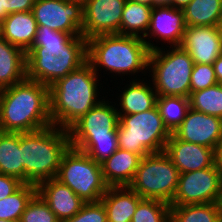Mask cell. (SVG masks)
I'll return each mask as SVG.
<instances>
[{
	"label": "cell",
	"instance_id": "cell-1",
	"mask_svg": "<svg viewBox=\"0 0 222 222\" xmlns=\"http://www.w3.org/2000/svg\"><path fill=\"white\" fill-rule=\"evenodd\" d=\"M87 61V40L38 26L26 51V78L51 86Z\"/></svg>",
	"mask_w": 222,
	"mask_h": 222
},
{
	"label": "cell",
	"instance_id": "cell-2",
	"mask_svg": "<svg viewBox=\"0 0 222 222\" xmlns=\"http://www.w3.org/2000/svg\"><path fill=\"white\" fill-rule=\"evenodd\" d=\"M51 125L49 86L25 78L1 89V132H33Z\"/></svg>",
	"mask_w": 222,
	"mask_h": 222
},
{
	"label": "cell",
	"instance_id": "cell-3",
	"mask_svg": "<svg viewBox=\"0 0 222 222\" xmlns=\"http://www.w3.org/2000/svg\"><path fill=\"white\" fill-rule=\"evenodd\" d=\"M86 61L76 70L58 79L49 87L52 125L68 129L103 99L98 98L100 80ZM98 98V99H97Z\"/></svg>",
	"mask_w": 222,
	"mask_h": 222
},
{
	"label": "cell",
	"instance_id": "cell-4",
	"mask_svg": "<svg viewBox=\"0 0 222 222\" xmlns=\"http://www.w3.org/2000/svg\"><path fill=\"white\" fill-rule=\"evenodd\" d=\"M71 147L68 130L54 125L19 133L24 184L38 185L56 178L63 155Z\"/></svg>",
	"mask_w": 222,
	"mask_h": 222
},
{
	"label": "cell",
	"instance_id": "cell-5",
	"mask_svg": "<svg viewBox=\"0 0 222 222\" xmlns=\"http://www.w3.org/2000/svg\"><path fill=\"white\" fill-rule=\"evenodd\" d=\"M149 53L145 41L138 36L103 34L87 40V61L97 75L101 67L115 76L130 77V73L132 76L141 71L144 74Z\"/></svg>",
	"mask_w": 222,
	"mask_h": 222
},
{
	"label": "cell",
	"instance_id": "cell-6",
	"mask_svg": "<svg viewBox=\"0 0 222 222\" xmlns=\"http://www.w3.org/2000/svg\"><path fill=\"white\" fill-rule=\"evenodd\" d=\"M170 135L157 105L141 113L119 115L118 148L133 152L141 158L164 151Z\"/></svg>",
	"mask_w": 222,
	"mask_h": 222
},
{
	"label": "cell",
	"instance_id": "cell-7",
	"mask_svg": "<svg viewBox=\"0 0 222 222\" xmlns=\"http://www.w3.org/2000/svg\"><path fill=\"white\" fill-rule=\"evenodd\" d=\"M150 51L148 72L158 97H186L190 95L193 59L180 46H167Z\"/></svg>",
	"mask_w": 222,
	"mask_h": 222
},
{
	"label": "cell",
	"instance_id": "cell-8",
	"mask_svg": "<svg viewBox=\"0 0 222 222\" xmlns=\"http://www.w3.org/2000/svg\"><path fill=\"white\" fill-rule=\"evenodd\" d=\"M179 170L164 152L141 158L128 187L143 199H157L170 204L176 194Z\"/></svg>",
	"mask_w": 222,
	"mask_h": 222
},
{
	"label": "cell",
	"instance_id": "cell-9",
	"mask_svg": "<svg viewBox=\"0 0 222 222\" xmlns=\"http://www.w3.org/2000/svg\"><path fill=\"white\" fill-rule=\"evenodd\" d=\"M56 179L70 187L85 203L99 202L108 188L101 164L72 147L63 155Z\"/></svg>",
	"mask_w": 222,
	"mask_h": 222
},
{
	"label": "cell",
	"instance_id": "cell-10",
	"mask_svg": "<svg viewBox=\"0 0 222 222\" xmlns=\"http://www.w3.org/2000/svg\"><path fill=\"white\" fill-rule=\"evenodd\" d=\"M222 178L215 165L181 173L176 194L170 205L206 204L220 202Z\"/></svg>",
	"mask_w": 222,
	"mask_h": 222
},
{
	"label": "cell",
	"instance_id": "cell-11",
	"mask_svg": "<svg viewBox=\"0 0 222 222\" xmlns=\"http://www.w3.org/2000/svg\"><path fill=\"white\" fill-rule=\"evenodd\" d=\"M32 13L38 26L83 36V2L80 0H35Z\"/></svg>",
	"mask_w": 222,
	"mask_h": 222
},
{
	"label": "cell",
	"instance_id": "cell-12",
	"mask_svg": "<svg viewBox=\"0 0 222 222\" xmlns=\"http://www.w3.org/2000/svg\"><path fill=\"white\" fill-rule=\"evenodd\" d=\"M126 0H85L82 35L88 40L103 34H120Z\"/></svg>",
	"mask_w": 222,
	"mask_h": 222
},
{
	"label": "cell",
	"instance_id": "cell-13",
	"mask_svg": "<svg viewBox=\"0 0 222 222\" xmlns=\"http://www.w3.org/2000/svg\"><path fill=\"white\" fill-rule=\"evenodd\" d=\"M186 27L182 9L170 5L155 6L152 8L150 25L143 40L149 51L160 48L150 40L152 37L155 42L163 39L164 43L167 41L170 47L179 46Z\"/></svg>",
	"mask_w": 222,
	"mask_h": 222
},
{
	"label": "cell",
	"instance_id": "cell-14",
	"mask_svg": "<svg viewBox=\"0 0 222 222\" xmlns=\"http://www.w3.org/2000/svg\"><path fill=\"white\" fill-rule=\"evenodd\" d=\"M172 133L182 141L215 149L222 140V119L189 108Z\"/></svg>",
	"mask_w": 222,
	"mask_h": 222
},
{
	"label": "cell",
	"instance_id": "cell-15",
	"mask_svg": "<svg viewBox=\"0 0 222 222\" xmlns=\"http://www.w3.org/2000/svg\"><path fill=\"white\" fill-rule=\"evenodd\" d=\"M194 63L213 64L222 54V43L216 26H187L181 44Z\"/></svg>",
	"mask_w": 222,
	"mask_h": 222
},
{
	"label": "cell",
	"instance_id": "cell-16",
	"mask_svg": "<svg viewBox=\"0 0 222 222\" xmlns=\"http://www.w3.org/2000/svg\"><path fill=\"white\" fill-rule=\"evenodd\" d=\"M164 152L169 156L179 173H186L212 167L214 149L178 139L171 133Z\"/></svg>",
	"mask_w": 222,
	"mask_h": 222
},
{
	"label": "cell",
	"instance_id": "cell-17",
	"mask_svg": "<svg viewBox=\"0 0 222 222\" xmlns=\"http://www.w3.org/2000/svg\"><path fill=\"white\" fill-rule=\"evenodd\" d=\"M37 194L49 205V208L61 222L78 213L85 202L75 192L56 178L41 182Z\"/></svg>",
	"mask_w": 222,
	"mask_h": 222
},
{
	"label": "cell",
	"instance_id": "cell-18",
	"mask_svg": "<svg viewBox=\"0 0 222 222\" xmlns=\"http://www.w3.org/2000/svg\"><path fill=\"white\" fill-rule=\"evenodd\" d=\"M105 98L80 117L67 130L69 135H101L117 133L119 115L115 102ZM111 104V105H110Z\"/></svg>",
	"mask_w": 222,
	"mask_h": 222
},
{
	"label": "cell",
	"instance_id": "cell-19",
	"mask_svg": "<svg viewBox=\"0 0 222 222\" xmlns=\"http://www.w3.org/2000/svg\"><path fill=\"white\" fill-rule=\"evenodd\" d=\"M141 157L118 148L101 162L103 179L108 187L128 186L138 168Z\"/></svg>",
	"mask_w": 222,
	"mask_h": 222
},
{
	"label": "cell",
	"instance_id": "cell-20",
	"mask_svg": "<svg viewBox=\"0 0 222 222\" xmlns=\"http://www.w3.org/2000/svg\"><path fill=\"white\" fill-rule=\"evenodd\" d=\"M137 79L130 80V84L125 85L121 94H118L119 106L117 108L118 115H129L141 113L154 108L157 105L158 95L149 81H142L137 76ZM119 109V110H118Z\"/></svg>",
	"mask_w": 222,
	"mask_h": 222
},
{
	"label": "cell",
	"instance_id": "cell-21",
	"mask_svg": "<svg viewBox=\"0 0 222 222\" xmlns=\"http://www.w3.org/2000/svg\"><path fill=\"white\" fill-rule=\"evenodd\" d=\"M37 28L32 11L14 12L0 23V36L26 52L32 46Z\"/></svg>",
	"mask_w": 222,
	"mask_h": 222
},
{
	"label": "cell",
	"instance_id": "cell-22",
	"mask_svg": "<svg viewBox=\"0 0 222 222\" xmlns=\"http://www.w3.org/2000/svg\"><path fill=\"white\" fill-rule=\"evenodd\" d=\"M143 198L128 186L108 187L100 201L107 213V222H131Z\"/></svg>",
	"mask_w": 222,
	"mask_h": 222
},
{
	"label": "cell",
	"instance_id": "cell-23",
	"mask_svg": "<svg viewBox=\"0 0 222 222\" xmlns=\"http://www.w3.org/2000/svg\"><path fill=\"white\" fill-rule=\"evenodd\" d=\"M26 78V52L0 36V89Z\"/></svg>",
	"mask_w": 222,
	"mask_h": 222
},
{
	"label": "cell",
	"instance_id": "cell-24",
	"mask_svg": "<svg viewBox=\"0 0 222 222\" xmlns=\"http://www.w3.org/2000/svg\"><path fill=\"white\" fill-rule=\"evenodd\" d=\"M72 148L86 153L101 163L118 149L117 133L101 135H69Z\"/></svg>",
	"mask_w": 222,
	"mask_h": 222
},
{
	"label": "cell",
	"instance_id": "cell-25",
	"mask_svg": "<svg viewBox=\"0 0 222 222\" xmlns=\"http://www.w3.org/2000/svg\"><path fill=\"white\" fill-rule=\"evenodd\" d=\"M0 174L15 177L24 183L19 133L0 131Z\"/></svg>",
	"mask_w": 222,
	"mask_h": 222
},
{
	"label": "cell",
	"instance_id": "cell-26",
	"mask_svg": "<svg viewBox=\"0 0 222 222\" xmlns=\"http://www.w3.org/2000/svg\"><path fill=\"white\" fill-rule=\"evenodd\" d=\"M182 11L186 26H216L222 18V0H191Z\"/></svg>",
	"mask_w": 222,
	"mask_h": 222
},
{
	"label": "cell",
	"instance_id": "cell-27",
	"mask_svg": "<svg viewBox=\"0 0 222 222\" xmlns=\"http://www.w3.org/2000/svg\"><path fill=\"white\" fill-rule=\"evenodd\" d=\"M170 222H222L221 204L170 205Z\"/></svg>",
	"mask_w": 222,
	"mask_h": 222
},
{
	"label": "cell",
	"instance_id": "cell-28",
	"mask_svg": "<svg viewBox=\"0 0 222 222\" xmlns=\"http://www.w3.org/2000/svg\"><path fill=\"white\" fill-rule=\"evenodd\" d=\"M151 12L152 7L126 0L120 22V34L143 38L150 25Z\"/></svg>",
	"mask_w": 222,
	"mask_h": 222
},
{
	"label": "cell",
	"instance_id": "cell-29",
	"mask_svg": "<svg viewBox=\"0 0 222 222\" xmlns=\"http://www.w3.org/2000/svg\"><path fill=\"white\" fill-rule=\"evenodd\" d=\"M36 194V185L23 184L8 197L0 199V219L19 221L28 203Z\"/></svg>",
	"mask_w": 222,
	"mask_h": 222
},
{
	"label": "cell",
	"instance_id": "cell-30",
	"mask_svg": "<svg viewBox=\"0 0 222 222\" xmlns=\"http://www.w3.org/2000/svg\"><path fill=\"white\" fill-rule=\"evenodd\" d=\"M189 106L193 110L222 119V84L217 83L204 90L190 93Z\"/></svg>",
	"mask_w": 222,
	"mask_h": 222
},
{
	"label": "cell",
	"instance_id": "cell-31",
	"mask_svg": "<svg viewBox=\"0 0 222 222\" xmlns=\"http://www.w3.org/2000/svg\"><path fill=\"white\" fill-rule=\"evenodd\" d=\"M157 107L164 125L172 133L183 121L189 110V98L163 96L157 98Z\"/></svg>",
	"mask_w": 222,
	"mask_h": 222
},
{
	"label": "cell",
	"instance_id": "cell-32",
	"mask_svg": "<svg viewBox=\"0 0 222 222\" xmlns=\"http://www.w3.org/2000/svg\"><path fill=\"white\" fill-rule=\"evenodd\" d=\"M131 222H170V204L157 199H142Z\"/></svg>",
	"mask_w": 222,
	"mask_h": 222
},
{
	"label": "cell",
	"instance_id": "cell-33",
	"mask_svg": "<svg viewBox=\"0 0 222 222\" xmlns=\"http://www.w3.org/2000/svg\"><path fill=\"white\" fill-rule=\"evenodd\" d=\"M19 222H60L49 205L36 194L20 216Z\"/></svg>",
	"mask_w": 222,
	"mask_h": 222
},
{
	"label": "cell",
	"instance_id": "cell-34",
	"mask_svg": "<svg viewBox=\"0 0 222 222\" xmlns=\"http://www.w3.org/2000/svg\"><path fill=\"white\" fill-rule=\"evenodd\" d=\"M217 83V78L212 64L194 63L191 74L190 93L204 90L216 85Z\"/></svg>",
	"mask_w": 222,
	"mask_h": 222
},
{
	"label": "cell",
	"instance_id": "cell-35",
	"mask_svg": "<svg viewBox=\"0 0 222 222\" xmlns=\"http://www.w3.org/2000/svg\"><path fill=\"white\" fill-rule=\"evenodd\" d=\"M61 222H107V213L101 201L88 202L72 218Z\"/></svg>",
	"mask_w": 222,
	"mask_h": 222
},
{
	"label": "cell",
	"instance_id": "cell-36",
	"mask_svg": "<svg viewBox=\"0 0 222 222\" xmlns=\"http://www.w3.org/2000/svg\"><path fill=\"white\" fill-rule=\"evenodd\" d=\"M24 183L15 177L0 174V199L17 191Z\"/></svg>",
	"mask_w": 222,
	"mask_h": 222
},
{
	"label": "cell",
	"instance_id": "cell-37",
	"mask_svg": "<svg viewBox=\"0 0 222 222\" xmlns=\"http://www.w3.org/2000/svg\"><path fill=\"white\" fill-rule=\"evenodd\" d=\"M35 0H7V14L32 11Z\"/></svg>",
	"mask_w": 222,
	"mask_h": 222
},
{
	"label": "cell",
	"instance_id": "cell-38",
	"mask_svg": "<svg viewBox=\"0 0 222 222\" xmlns=\"http://www.w3.org/2000/svg\"><path fill=\"white\" fill-rule=\"evenodd\" d=\"M214 165L217 167L222 178V140L214 149Z\"/></svg>",
	"mask_w": 222,
	"mask_h": 222
},
{
	"label": "cell",
	"instance_id": "cell-39",
	"mask_svg": "<svg viewBox=\"0 0 222 222\" xmlns=\"http://www.w3.org/2000/svg\"><path fill=\"white\" fill-rule=\"evenodd\" d=\"M217 82L222 84V54L213 62Z\"/></svg>",
	"mask_w": 222,
	"mask_h": 222
},
{
	"label": "cell",
	"instance_id": "cell-40",
	"mask_svg": "<svg viewBox=\"0 0 222 222\" xmlns=\"http://www.w3.org/2000/svg\"><path fill=\"white\" fill-rule=\"evenodd\" d=\"M8 16L7 0H0V23Z\"/></svg>",
	"mask_w": 222,
	"mask_h": 222
},
{
	"label": "cell",
	"instance_id": "cell-41",
	"mask_svg": "<svg viewBox=\"0 0 222 222\" xmlns=\"http://www.w3.org/2000/svg\"><path fill=\"white\" fill-rule=\"evenodd\" d=\"M191 0H171L170 6L183 9Z\"/></svg>",
	"mask_w": 222,
	"mask_h": 222
},
{
	"label": "cell",
	"instance_id": "cell-42",
	"mask_svg": "<svg viewBox=\"0 0 222 222\" xmlns=\"http://www.w3.org/2000/svg\"><path fill=\"white\" fill-rule=\"evenodd\" d=\"M130 1L140 3V4H143V5H147V6L152 7V8L154 7V0H130Z\"/></svg>",
	"mask_w": 222,
	"mask_h": 222
},
{
	"label": "cell",
	"instance_id": "cell-43",
	"mask_svg": "<svg viewBox=\"0 0 222 222\" xmlns=\"http://www.w3.org/2000/svg\"><path fill=\"white\" fill-rule=\"evenodd\" d=\"M171 0H154L155 6L170 5Z\"/></svg>",
	"mask_w": 222,
	"mask_h": 222
},
{
	"label": "cell",
	"instance_id": "cell-44",
	"mask_svg": "<svg viewBox=\"0 0 222 222\" xmlns=\"http://www.w3.org/2000/svg\"><path fill=\"white\" fill-rule=\"evenodd\" d=\"M217 31H218V35L220 37L221 43H222V18L221 20L218 22V24L216 25Z\"/></svg>",
	"mask_w": 222,
	"mask_h": 222
},
{
	"label": "cell",
	"instance_id": "cell-45",
	"mask_svg": "<svg viewBox=\"0 0 222 222\" xmlns=\"http://www.w3.org/2000/svg\"><path fill=\"white\" fill-rule=\"evenodd\" d=\"M0 222H19V221H12V220H2V219H0Z\"/></svg>",
	"mask_w": 222,
	"mask_h": 222
}]
</instances>
